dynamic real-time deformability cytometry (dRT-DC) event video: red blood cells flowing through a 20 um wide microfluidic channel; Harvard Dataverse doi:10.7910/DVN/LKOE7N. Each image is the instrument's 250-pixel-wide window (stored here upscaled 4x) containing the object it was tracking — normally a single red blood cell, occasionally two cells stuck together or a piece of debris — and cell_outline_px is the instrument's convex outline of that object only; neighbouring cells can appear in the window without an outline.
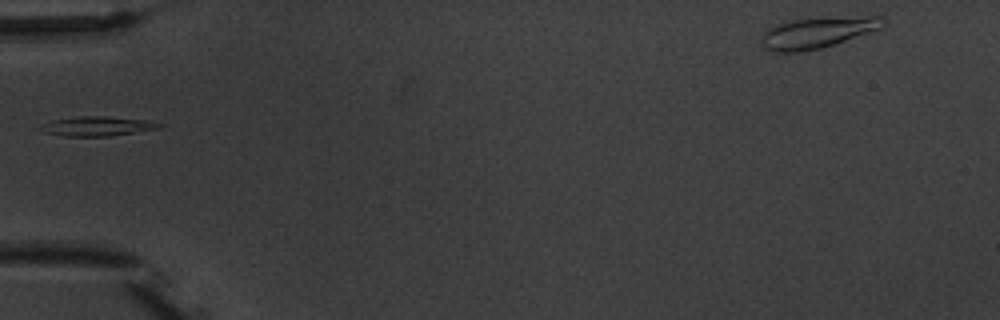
{"species": "common noctule bat (a hibernating species)", "species_latin": "Nyctalus noctula", "temperature_condition": "warm", "stored_images_in_passage": 3, "camera_frame_rate_fps": 3000, "um_per_image_px": 0.085, "animal": {"sex": "male", "body_mass_g": 20.1, "forearm_length_mm": 53.5}, "frame": {"image": 1, "passage_image": 2, "time_ms": 1.333, "image_size_px": [1000, 320], "cell_outline_px": [[164, 124], [160, 128], [136, 132], [108, 136], [64, 136], [44, 132], [40, 128], [44, 124], [52, 120], [80, 116], [108, 116], [144, 120]], "centroid_in_image_um": [8.28, 10.72], "position_along_channel_um": 76.7, "area_um2": 13.29}}